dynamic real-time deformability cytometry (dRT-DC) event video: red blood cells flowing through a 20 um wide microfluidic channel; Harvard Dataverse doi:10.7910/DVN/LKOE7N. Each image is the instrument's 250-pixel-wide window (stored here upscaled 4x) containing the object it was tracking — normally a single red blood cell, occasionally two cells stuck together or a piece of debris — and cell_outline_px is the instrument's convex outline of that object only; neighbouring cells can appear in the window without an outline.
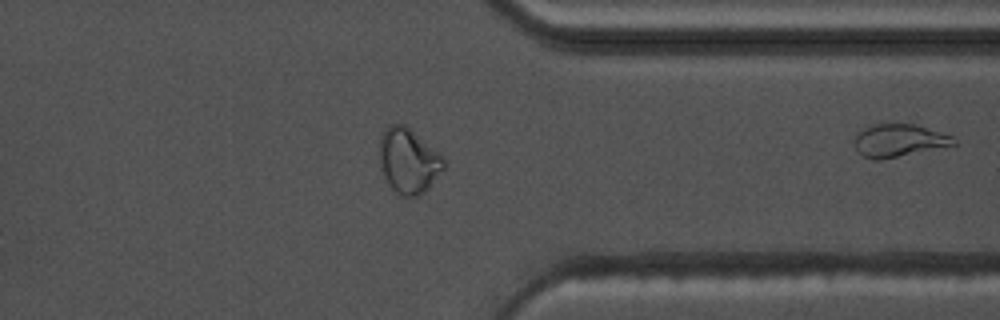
{"species": "common noctule bat (a hibernating species)", "species_latin": "Nyctalus noctula", "temperature_condition": "warm", "stored_images_in_passage": 43, "camera_frame_rate_fps": 3000, "um_per_image_px": 0.085, "animal": {"sex": "male", "body_mass_g": 17.5, "forearm_length_mm": 52.3}, "frame": {"image": 1, "passage_image": 43, "time_ms": 14.0, "image_size_px": [1000, 320], "cell_outline_px": [[956, 144], [880, 160], [872, 160], [864, 156], [856, 148], [856, 136], [864, 128], [872, 124], [912, 124], [952, 136], [956, 140]], "centroid_in_image_um": [76.4, 11.95], "position_along_channel_um": 335.0, "area_um2": 18.32}}